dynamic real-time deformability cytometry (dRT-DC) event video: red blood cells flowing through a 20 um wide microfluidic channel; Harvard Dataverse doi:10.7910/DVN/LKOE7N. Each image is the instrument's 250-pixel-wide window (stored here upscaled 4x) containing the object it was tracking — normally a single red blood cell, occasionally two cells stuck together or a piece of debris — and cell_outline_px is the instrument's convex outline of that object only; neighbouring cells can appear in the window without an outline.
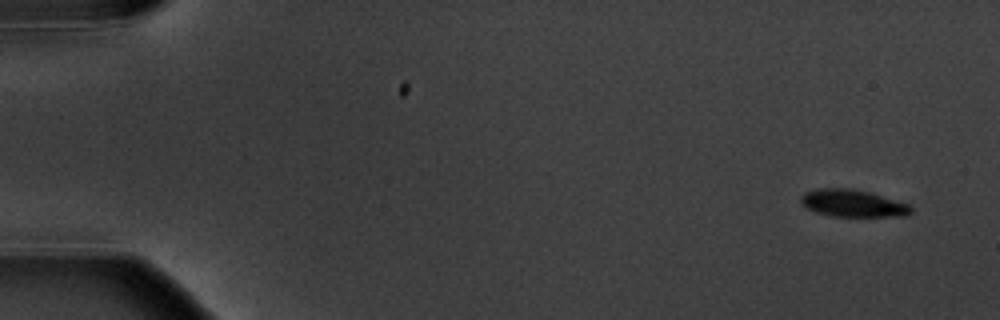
{"species": "common noctule bat (a hibernating species)", "species_latin": "Nyctalus noctula", "temperature_condition": "warm", "stored_images_in_passage": 6, "camera_frame_rate_fps": 3000, "um_per_image_px": 0.085, "animal": {"sex": "male", "body_mass_g": 20.1, "forearm_length_mm": 53.5}, "frame": {"image": 1, "passage_image": 1, "time_ms": 0.0, "image_size_px": [1000, 320], "cell_outline_px": [[912, 212], [904, 216], [832, 216], [816, 212], [808, 208], [800, 200], [800, 196], [804, 192], [816, 188], [852, 188], [868, 192], [908, 204], [912, 208]], "centroid_in_image_um": [72.45, 17.27], "position_along_channel_um": 12.5, "area_um2": 17.28}}
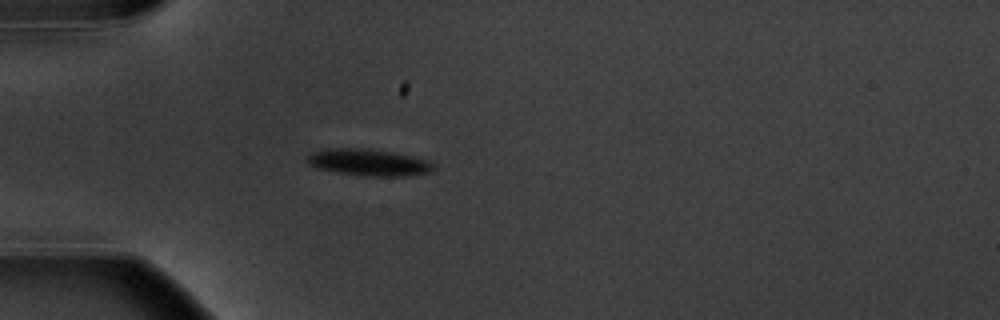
{"frame": {"image": 2, "passage_image": 5, "time_ms": 4.667, "image_size_px": [1000, 320], "cell_outline_px": [[436, 168], [432, 172], [408, 176], [364, 176], [316, 168], [308, 164], [308, 156], [312, 152], [328, 148], [360, 148], [392, 152], [412, 156], [424, 160], [432, 164]], "centroid_in_image_um": [31.34, 13.81], "position_along_channel_um": 53.7, "area_um2": 19.48}}